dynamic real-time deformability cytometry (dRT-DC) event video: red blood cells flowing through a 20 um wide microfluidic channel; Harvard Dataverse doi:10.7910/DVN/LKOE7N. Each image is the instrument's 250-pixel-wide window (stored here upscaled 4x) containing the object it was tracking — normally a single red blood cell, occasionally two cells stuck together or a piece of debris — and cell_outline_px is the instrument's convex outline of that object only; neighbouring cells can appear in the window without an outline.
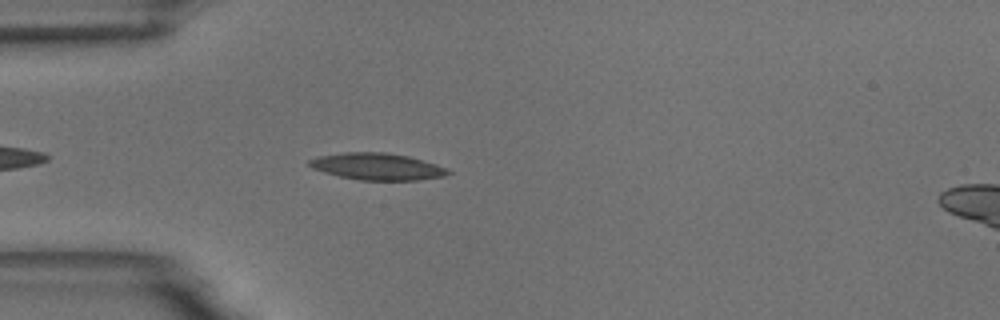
{"species": "common noctule bat (a hibernating species)", "species_latin": "Nyctalus noctula", "temperature_condition": "room temperature", "stored_images_in_passage": 45, "camera_frame_rate_fps": 3000, "um_per_image_px": 0.085, "animal": {"sex": "male", "body_mass_g": 18.8}, "frame": {"image": 1, "passage_image": 5, "time_ms": 1.333, "image_size_px": [1000, 320], "cell_outline_px": [[452, 172], [444, 176], [420, 180], [360, 180], [340, 176], [324, 172], [312, 168], [308, 164], [308, 160], [320, 156], [344, 152], [388, 152], [408, 156], [436, 164], [448, 168]], "centroid_in_image_um": [32.09, 14.15], "position_along_channel_um": 52.9, "area_um2": 21.68}}
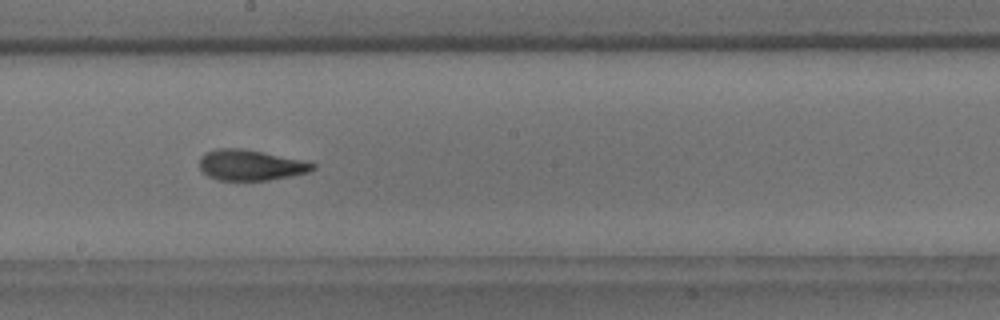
{"frame": {"image": 2, "passage_image": 20, "time_ms": 6.333, "image_size_px": [1000, 320], "cell_outline_px": [[316, 168], [308, 172], [292, 176], [268, 180], [216, 180], [208, 176], [200, 168], [200, 156], [204, 152], [216, 148], [240, 148], [300, 160], [316, 164]], "centroid_in_image_um": [21.25, 14.04], "position_along_channel_um": 226.9, "area_um2": 20.06}}
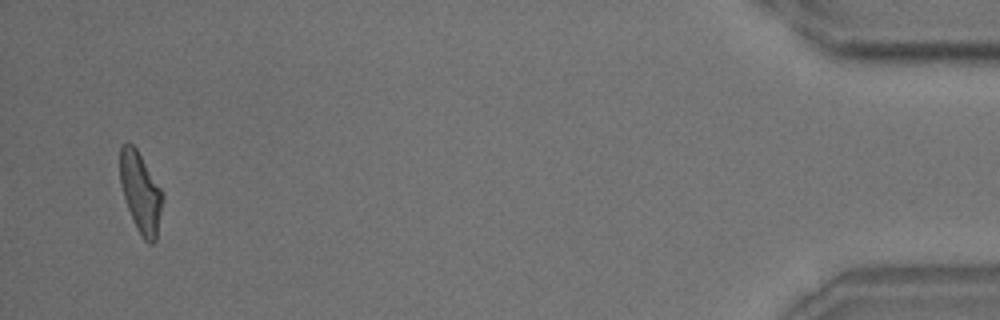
{"frame": {"image": 3, "passage_image": 43, "time_ms": 14.0, "image_size_px": [1000, 320], "cell_outline_px": [[164, 196], [156, 240], [152, 244], [148, 244], [140, 236], [136, 228], [128, 208], [120, 184], [120, 144], [132, 144], [136, 148], [164, 192]], "centroid_in_image_um": [11.97, 16.39], "position_along_channel_um": 423.2, "area_um2": 20.06}, "authors_computed_cell_mechanics": {"area_um2": 20.519, "velocity_mm_per_s": 3.6336, "shape_relaxation_time_tau1_ms": 7.3428, "shape_relaxation_time_tau2_ms": 2.4184, "deformation_change_tau1": 0.2018, "deformation_change_tau2": 0.1103}}